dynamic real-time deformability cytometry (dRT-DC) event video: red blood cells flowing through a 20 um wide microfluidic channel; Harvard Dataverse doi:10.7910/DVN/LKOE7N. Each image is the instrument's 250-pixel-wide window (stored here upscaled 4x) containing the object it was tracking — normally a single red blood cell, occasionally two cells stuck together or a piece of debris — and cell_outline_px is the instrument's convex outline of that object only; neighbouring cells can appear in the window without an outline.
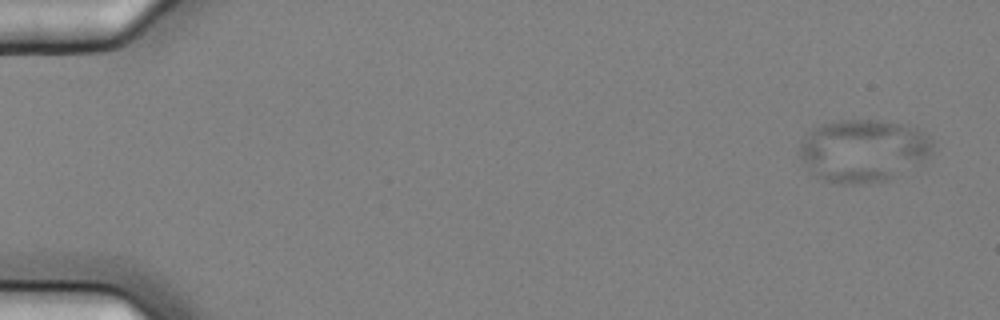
{"species": "common noctule bat (a hibernating species)", "species_latin": "Nyctalus noctula", "temperature_condition": "cold", "stored_images_in_passage": 5, "camera_frame_rate_fps": 3000, "um_per_image_px": 0.085, "animal": {"sex": "female", "body_mass_g": 25.1}, "frame": {"image": 1, "passage_image": 1, "time_ms": 0.0, "image_size_px": [1000, 320], "cell_outline_px": [[932, 152], [920, 164], [888, 180], [856, 184], [840, 184], [824, 180], [816, 176], [800, 156], [800, 144], [808, 132], [812, 128], [820, 124], [840, 120], [880, 120], [900, 124], [916, 128], [924, 132], [932, 140]], "centroid_in_image_um": [73.39, 12.79], "position_along_channel_um": 11.6, "area_um2": 48.44}}